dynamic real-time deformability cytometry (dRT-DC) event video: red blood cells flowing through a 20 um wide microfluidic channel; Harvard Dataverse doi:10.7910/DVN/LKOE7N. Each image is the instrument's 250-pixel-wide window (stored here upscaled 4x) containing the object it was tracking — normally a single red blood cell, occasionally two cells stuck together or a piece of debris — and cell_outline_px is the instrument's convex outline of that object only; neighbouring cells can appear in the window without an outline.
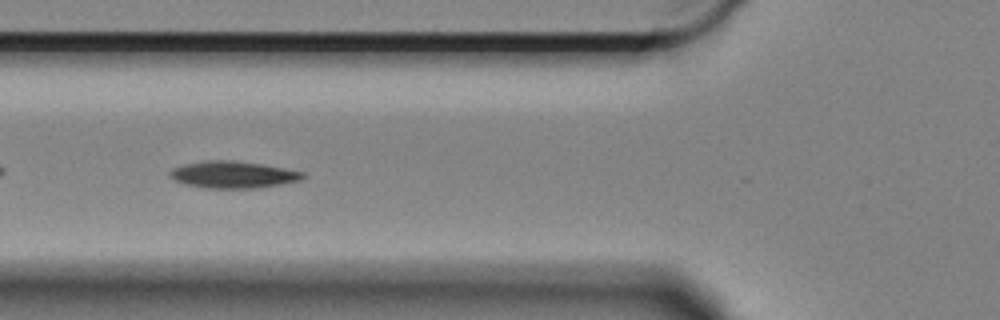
{"species": "Egyptian fruit bat (a non-hibernating species)", "species_latin": "Rousettus aegyptiacus", "temperature_condition": "cold", "stored_images_in_passage": 13, "camera_frame_rate_fps": 3000, "um_per_image_px": 0.085, "animal": {"sex": "female"}, "frame": {"image": 1, "passage_image": 6, "time_ms": 1.667, "image_size_px": [1000, 320], "cell_outline_px": [[308, 176], [300, 180], [260, 188], [208, 188], [188, 184], [176, 180], [168, 176], [168, 172], [172, 168], [184, 164], [204, 160], [236, 160], [284, 168], [304, 172]], "centroid_in_image_um": [19.82, 14.83], "position_along_channel_um": 106.0, "area_um2": 20.87}}
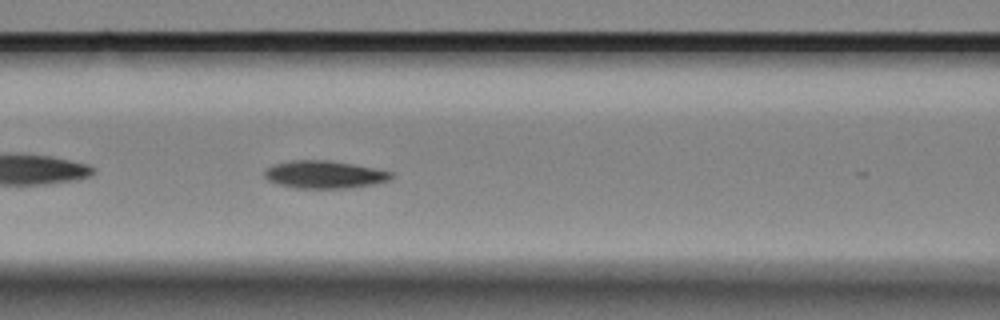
{"frame": {"image": 2, "passage_image": 9, "time_ms": 2.667, "image_size_px": [1000, 320], "cell_outline_px": [[392, 180], [352, 188], [292, 188], [276, 184], [268, 180], [264, 176], [264, 172], [272, 164], [292, 160], [328, 160], [352, 164], [392, 172]], "centroid_in_image_um": [27.54, 14.84], "position_along_channel_um": 139.1, "area_um2": 20.46}}